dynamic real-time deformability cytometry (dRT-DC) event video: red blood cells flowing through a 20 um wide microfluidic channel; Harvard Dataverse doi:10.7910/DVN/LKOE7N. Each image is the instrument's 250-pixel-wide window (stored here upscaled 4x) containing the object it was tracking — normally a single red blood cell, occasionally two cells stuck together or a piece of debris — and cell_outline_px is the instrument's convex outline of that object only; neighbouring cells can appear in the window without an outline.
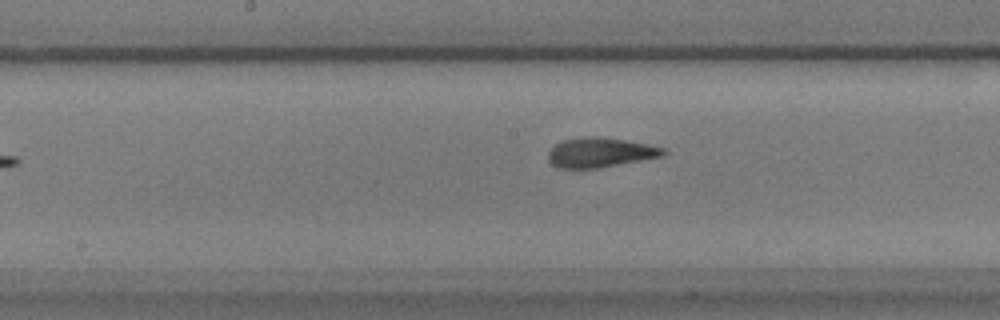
{"species": "common noctule bat (a hibernating species)", "species_latin": "Nyctalus noctula", "temperature_condition": "warm", "stored_images_in_passage": 18, "camera_frame_rate_fps": 3000, "um_per_image_px": 0.085, "animal": {"sex": "male", "body_mass_g": 17.9}, "frame": {"image": 1, "passage_image": 15, "time_ms": 4.667, "image_size_px": [1000, 320], "cell_outline_px": [[668, 152], [664, 156], [600, 168], [560, 168], [552, 164], [548, 160], [548, 152], [556, 144], [564, 140], [584, 136], [600, 136], [648, 144], [664, 148]], "centroid_in_image_um": [51.04, 12.96], "position_along_channel_um": 197.2, "area_um2": 20.0}}